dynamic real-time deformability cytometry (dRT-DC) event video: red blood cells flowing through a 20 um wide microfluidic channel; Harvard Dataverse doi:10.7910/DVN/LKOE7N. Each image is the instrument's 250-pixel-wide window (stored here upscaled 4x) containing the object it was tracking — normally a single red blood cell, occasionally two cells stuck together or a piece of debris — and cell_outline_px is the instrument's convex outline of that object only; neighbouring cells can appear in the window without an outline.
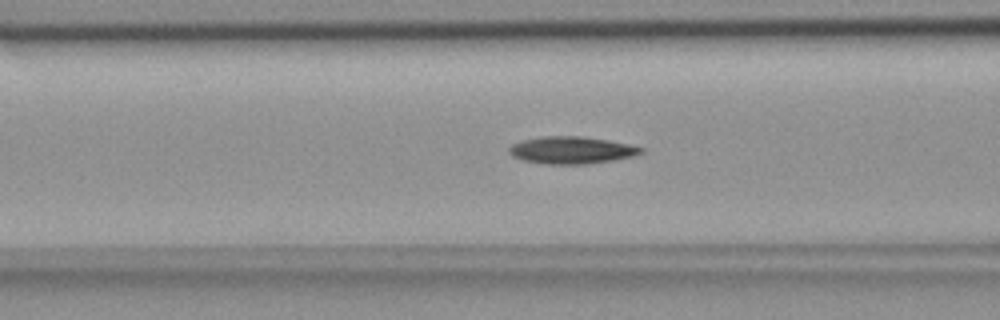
{"species": "common noctule bat (a hibernating species)", "species_latin": "Nyctalus noctula", "temperature_condition": "room temperature", "stored_images_in_passage": 53, "camera_frame_rate_fps": 3000, "um_per_image_px": 0.085, "animal": {"sex": "female", "body_mass_g": 18.4}, "frame": {"image": 1, "passage_image": 20, "time_ms": 6.333, "image_size_px": [1000, 320], "cell_outline_px": [[644, 152], [636, 156], [588, 164], [548, 164], [524, 160], [512, 156], [508, 152], [508, 148], [512, 144], [524, 140], [544, 136], [580, 136], [608, 140], [628, 144], [644, 148]], "centroid_in_image_um": [48.61, 12.76], "position_along_channel_um": 118.0, "area_um2": 20.87}}
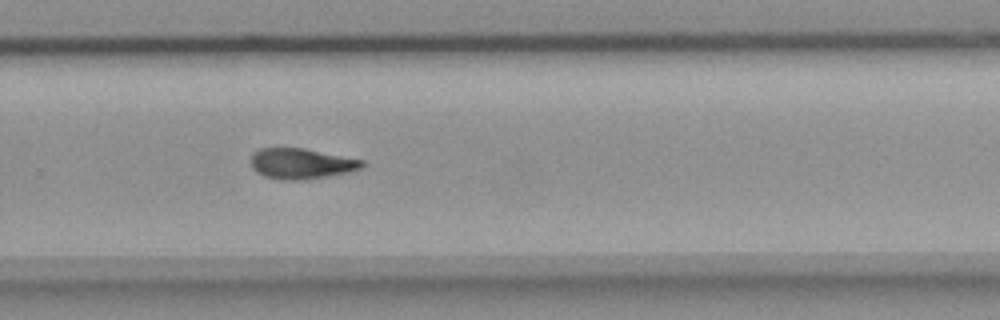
{"frame": {"image": 2, "passage_image": 35, "time_ms": 11.333, "image_size_px": [1000, 320], "cell_outline_px": [[364, 168], [348, 172], [304, 180], [280, 180], [264, 176], [256, 172], [252, 168], [252, 156], [260, 148], [304, 148], [364, 160]], "centroid_in_image_um": [25.63, 13.91], "position_along_channel_um": 304.2, "area_um2": 19.77}}
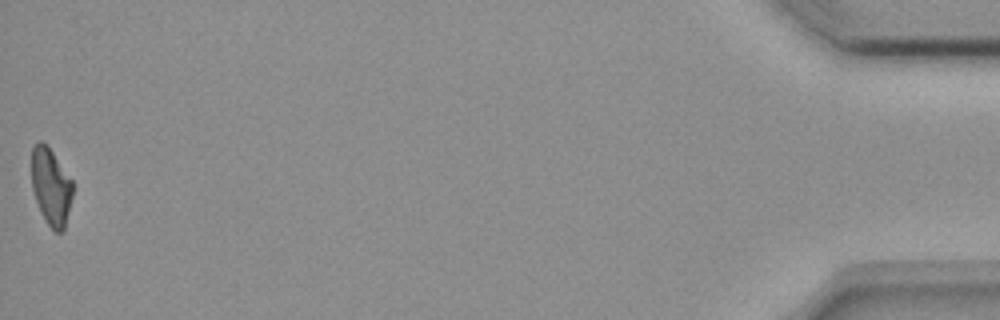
{"frame": {"image": 3, "passage_image": 53, "time_ms": 17.333, "image_size_px": [1000, 320], "cell_outline_px": [[72, 196], [64, 232], [56, 232], [48, 224], [40, 212], [32, 188], [32, 148], [36, 140], [40, 140], [48, 144], [72, 180]], "centroid_in_image_um": [4.33, 15.83], "position_along_channel_um": 430.9, "area_um2": 18.61}, "authors_computed_cell_mechanics": {"area_um2": 20.0566, "velocity_mm_per_s": 3.7385, "shape_relaxation_time_tau1_ms": 5.8456, "shape_relaxation_time_tau2_ms": null, "deformation_change_tau1": 0.1723, "deformation_change_tau2": null}}